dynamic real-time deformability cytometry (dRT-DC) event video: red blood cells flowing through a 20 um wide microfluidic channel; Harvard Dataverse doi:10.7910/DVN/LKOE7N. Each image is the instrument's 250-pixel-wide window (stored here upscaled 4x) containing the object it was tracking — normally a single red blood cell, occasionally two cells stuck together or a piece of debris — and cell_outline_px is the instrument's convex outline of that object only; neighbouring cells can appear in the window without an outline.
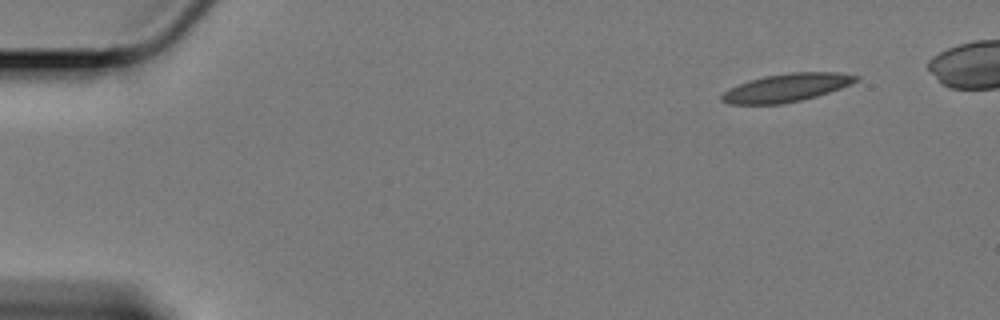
{"species": "Egyptian fruit bat (a non-hibernating species)", "species_latin": "Rousettus aegyptiacus", "temperature_condition": "cold", "stored_images_in_passage": 10, "camera_frame_rate_fps": 3000, "um_per_image_px": 0.085, "animal": {"sex": "female"}, "frame": {"image": 1, "passage_image": 1, "time_ms": 0.0, "image_size_px": [1000, 320], "cell_outline_px": [[860, 80], [852, 84], [816, 96], [800, 100], [780, 104], [728, 104], [720, 100], [720, 96], [728, 88], [748, 80], [764, 76], [792, 72], [836, 72], [860, 76]], "centroid_in_image_um": [66.83, 7.45], "position_along_channel_um": 18.2, "area_um2": 22.02}}